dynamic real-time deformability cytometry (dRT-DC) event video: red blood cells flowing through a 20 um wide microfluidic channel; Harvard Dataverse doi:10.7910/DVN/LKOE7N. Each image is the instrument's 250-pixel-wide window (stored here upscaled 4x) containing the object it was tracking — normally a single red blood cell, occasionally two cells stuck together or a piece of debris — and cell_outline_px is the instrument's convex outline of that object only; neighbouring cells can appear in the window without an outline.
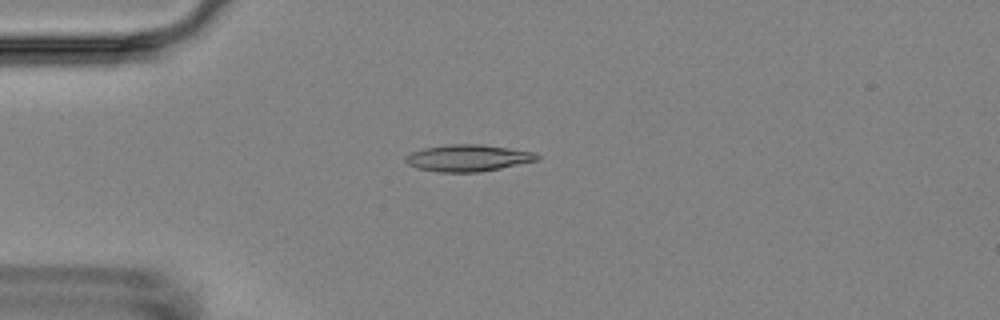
{"species": "Egyptian fruit bat (a non-hibernating species)", "species_latin": "Rousettus aegyptiacus", "temperature_condition": "room temperature", "stored_images_in_passage": 3, "camera_frame_rate_fps": 3000, "um_per_image_px": 0.085, "animal": {"sex": "female"}, "frame": {"image": 1, "passage_image": 3, "time_ms": 3.0, "image_size_px": [1000, 320], "cell_outline_px": [[540, 160], [480, 172], [436, 172], [416, 168], [408, 164], [404, 160], [404, 156], [408, 152], [424, 148], [448, 144], [480, 144], [536, 152], [540, 156]], "centroid_in_image_um": [39.75, 13.43], "position_along_channel_um": 45.3, "area_um2": 20.75}}